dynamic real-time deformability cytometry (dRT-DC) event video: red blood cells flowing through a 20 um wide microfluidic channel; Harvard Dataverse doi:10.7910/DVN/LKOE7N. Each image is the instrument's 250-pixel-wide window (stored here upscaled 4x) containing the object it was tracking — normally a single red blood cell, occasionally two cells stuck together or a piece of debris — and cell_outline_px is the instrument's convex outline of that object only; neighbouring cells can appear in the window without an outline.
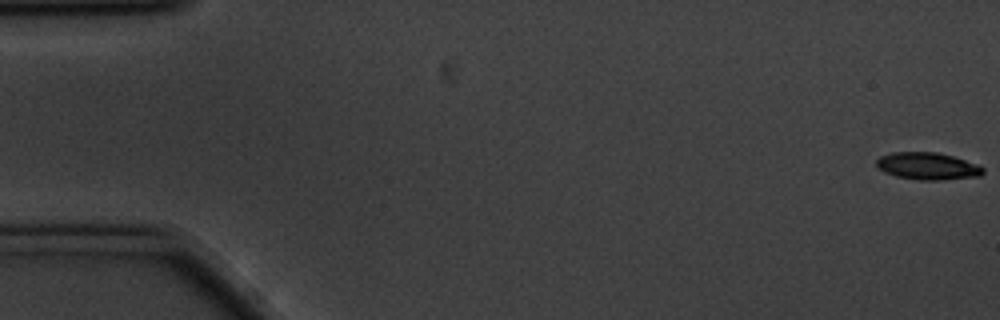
{"species": "common noctule bat (a hibernating species)", "species_latin": "Nyctalus noctula", "temperature_condition": "cold", "stored_images_in_passage": 16, "camera_frame_rate_fps": 3000, "um_per_image_px": 0.085, "animal": {"sex": "male", "body_mass_g": 20.1, "forearm_length_mm": 53.5}, "frame": {"image": 1, "passage_image": 1, "time_ms": 0.0, "image_size_px": [1000, 320], "cell_outline_px": [[984, 172], [980, 176], [940, 180], [920, 180], [896, 176], [884, 172], [876, 164], [876, 160], [880, 156], [892, 152], [936, 152], [952, 156], [976, 164], [984, 168]], "centroid_in_image_um": [78.83, 14.12], "position_along_channel_um": 6.2, "area_um2": 16.76}}
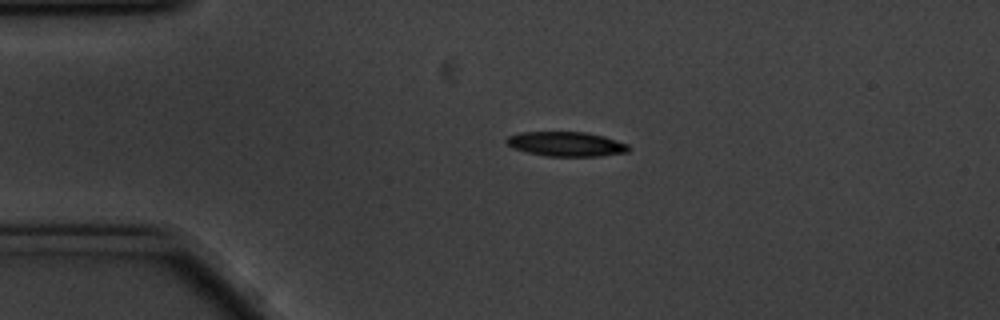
{"frame": {"image": 2, "passage_image": 13, "time_ms": 4.0, "image_size_px": [1000, 320], "cell_outline_px": [[628, 152], [600, 156], [548, 156], [528, 152], [512, 148], [504, 140], [508, 136], [520, 132], [588, 132], [604, 136], [628, 144]], "centroid_in_image_um": [48.11, 12.23], "position_along_channel_um": 36.9, "area_um2": 17.46}}